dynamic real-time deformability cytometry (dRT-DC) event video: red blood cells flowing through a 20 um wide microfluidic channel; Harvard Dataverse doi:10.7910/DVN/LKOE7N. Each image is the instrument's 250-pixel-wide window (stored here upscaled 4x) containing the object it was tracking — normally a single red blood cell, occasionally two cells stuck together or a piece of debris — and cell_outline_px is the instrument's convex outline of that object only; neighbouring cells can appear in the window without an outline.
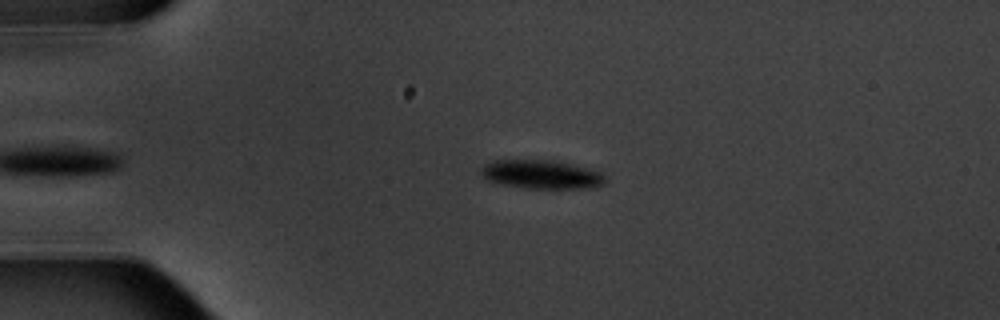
{"species": "common noctule bat (a hibernating species)", "species_latin": "Nyctalus noctula", "temperature_condition": "warm", "stored_images_in_passage": 2, "camera_frame_rate_fps": 3000, "um_per_image_px": 0.085, "animal": {"sex": "male", "body_mass_g": 20.1, "forearm_length_mm": 53.5}, "frame": {"image": 1, "passage_image": 1, "time_ms": 0.0, "image_size_px": [1000, 320], "cell_outline_px": [[608, 180], [604, 184], [596, 188], [528, 188], [504, 184], [488, 180], [480, 172], [480, 168], [484, 164], [492, 160], [556, 160], [572, 164], [600, 172]], "centroid_in_image_um": [46.05, 14.82], "position_along_channel_um": 38.9, "area_um2": 20.81}}